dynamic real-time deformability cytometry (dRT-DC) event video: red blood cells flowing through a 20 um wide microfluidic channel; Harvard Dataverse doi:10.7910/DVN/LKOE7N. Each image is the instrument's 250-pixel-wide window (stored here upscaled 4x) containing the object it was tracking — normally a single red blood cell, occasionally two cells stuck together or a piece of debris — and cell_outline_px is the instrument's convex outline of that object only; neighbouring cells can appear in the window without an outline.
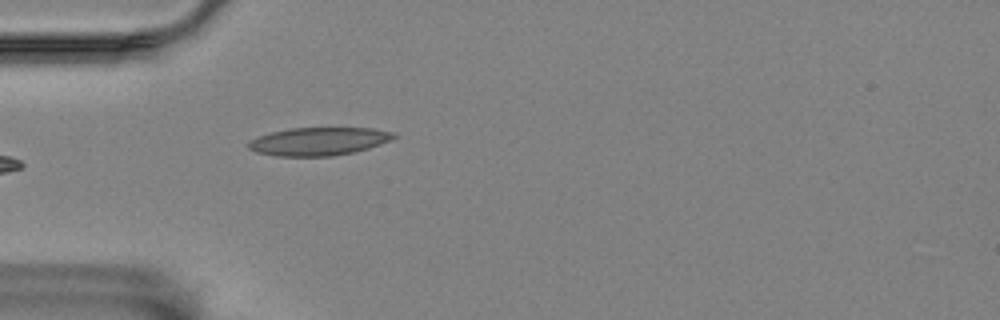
{"species": "Egyptian fruit bat (a non-hibernating species)", "species_latin": "Rousettus aegyptiacus", "temperature_condition": "room temperature", "stored_images_in_passage": 6, "camera_frame_rate_fps": 3000, "um_per_image_px": 0.085, "animal": {"sex": "female"}, "frame": {"image": 1, "passage_image": 6, "time_ms": 6.667, "image_size_px": [1000, 320], "cell_outline_px": [[396, 136], [380, 144], [356, 152], [332, 156], [276, 156], [256, 152], [248, 148], [248, 140], [256, 136], [288, 128], [372, 128], [396, 132]], "centroid_in_image_um": [27.06, 12.01], "position_along_channel_um": 57.9, "area_um2": 23.87}}